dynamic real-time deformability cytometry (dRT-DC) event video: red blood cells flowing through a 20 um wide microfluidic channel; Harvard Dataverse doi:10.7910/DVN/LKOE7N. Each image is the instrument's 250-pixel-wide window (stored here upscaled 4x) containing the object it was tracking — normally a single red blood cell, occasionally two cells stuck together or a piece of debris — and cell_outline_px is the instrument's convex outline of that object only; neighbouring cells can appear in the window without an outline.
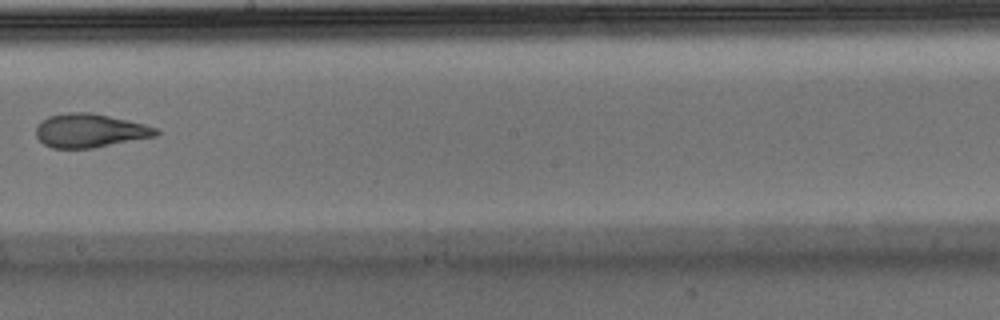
{"species": "Egyptian fruit bat (a non-hibernating species)", "species_latin": "Rousettus aegyptiacus", "temperature_condition": "warm", "stored_images_in_passage": 5, "camera_frame_rate_fps": 3000, "um_per_image_px": 0.085, "animal": {"sex": "male"}, "frame": {"image": 1, "passage_image": 5, "time_ms": 1.333, "image_size_px": [1000, 320], "cell_outline_px": [[160, 132], [156, 136], [92, 148], [52, 148], [44, 144], [36, 136], [36, 124], [40, 120], [48, 116], [68, 112], [88, 112], [108, 116], [144, 124], [156, 128]], "centroid_in_image_um": [7.59, 11.1], "position_along_channel_um": 240.6, "area_um2": 23.47}}